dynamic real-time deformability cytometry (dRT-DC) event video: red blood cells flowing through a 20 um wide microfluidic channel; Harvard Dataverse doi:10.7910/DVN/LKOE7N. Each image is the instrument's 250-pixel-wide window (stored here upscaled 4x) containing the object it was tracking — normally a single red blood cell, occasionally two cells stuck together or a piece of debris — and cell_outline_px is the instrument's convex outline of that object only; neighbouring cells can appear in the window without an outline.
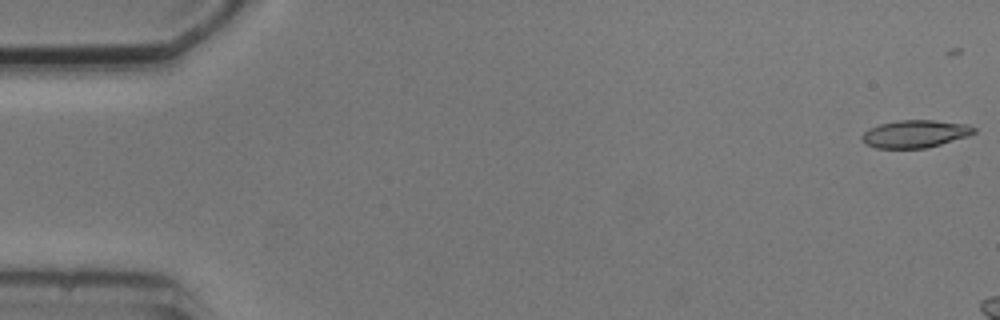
{"species": "common noctule bat (a hibernating species)", "species_latin": "Nyctalus noctula", "temperature_condition": "cold", "stored_images_in_passage": 3, "camera_frame_rate_fps": 3000, "um_per_image_px": 0.085, "animal": {"sex": "male", "body_mass_g": 20.5, "forearm_length_mm": 52.5}, "frame": {"image": 1, "passage_image": 1, "time_ms": 0.0, "image_size_px": [1000, 320], "cell_outline_px": [[976, 132], [968, 136], [928, 148], [876, 148], [864, 144], [860, 140], [860, 136], [868, 128], [880, 124], [900, 120], [936, 120], [968, 124], [976, 128]], "centroid_in_image_um": [77.77, 11.38], "position_along_channel_um": 7.2, "area_um2": 18.26}}